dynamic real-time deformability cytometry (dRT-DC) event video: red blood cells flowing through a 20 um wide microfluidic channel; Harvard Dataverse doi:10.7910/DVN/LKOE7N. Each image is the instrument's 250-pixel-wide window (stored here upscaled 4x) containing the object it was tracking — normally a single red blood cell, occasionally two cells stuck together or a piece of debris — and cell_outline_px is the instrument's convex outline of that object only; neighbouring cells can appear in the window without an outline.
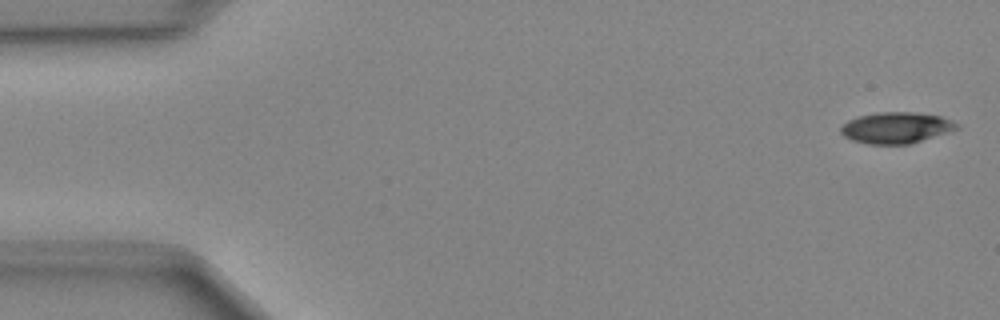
{"species": "Egyptian fruit bat (a non-hibernating species)", "species_latin": "Rousettus aegyptiacus", "temperature_condition": "cold", "stored_images_in_passage": 45, "camera_frame_rate_fps": 3000, "um_per_image_px": 0.085, "animal": {"sex": "female"}, "frame": {"image": 1, "passage_image": 1, "time_ms": 0.0, "image_size_px": [1000, 320], "cell_outline_px": [[960, 128], [912, 144], [868, 144], [852, 140], [844, 136], [840, 132], [840, 128], [848, 120], [860, 116], [876, 112], [916, 112], [940, 116], [952, 120], [960, 124]], "centroid_in_image_um": [76.2, 10.86], "position_along_channel_um": 8.8, "area_um2": 21.21}}
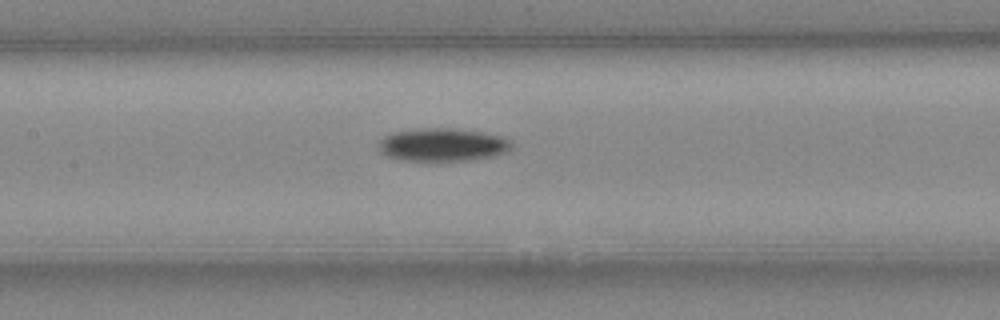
{"frame": {"image": 2, "passage_image": 22, "time_ms": 7.0, "image_size_px": [1000, 320], "cell_outline_px": [[512, 148], [508, 152], [492, 156], [468, 160], [436, 164], [404, 160], [388, 156], [380, 152], [380, 140], [384, 136], [396, 132], [424, 128], [452, 128], [480, 132], [504, 136], [512, 140]], "centroid_in_image_um": [37.66, 12.34], "position_along_channel_um": 169.7, "area_um2": 26.3}}
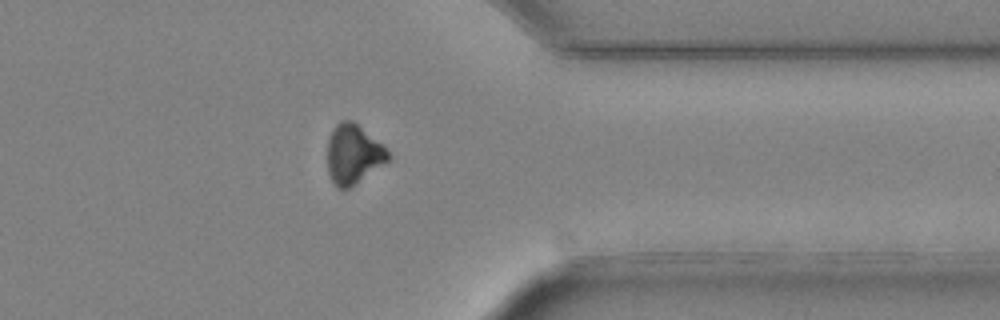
{"frame": {"image": 3, "passage_image": 38, "time_ms": 12.333, "image_size_px": [1000, 320], "cell_outline_px": [[392, 160], [348, 188], [336, 188], [328, 172], [328, 140], [332, 128], [340, 120], [352, 120], [384, 144], [392, 156]], "centroid_in_image_um": [30.08, 13.09], "position_along_channel_um": 381.3, "area_um2": 21.39}}